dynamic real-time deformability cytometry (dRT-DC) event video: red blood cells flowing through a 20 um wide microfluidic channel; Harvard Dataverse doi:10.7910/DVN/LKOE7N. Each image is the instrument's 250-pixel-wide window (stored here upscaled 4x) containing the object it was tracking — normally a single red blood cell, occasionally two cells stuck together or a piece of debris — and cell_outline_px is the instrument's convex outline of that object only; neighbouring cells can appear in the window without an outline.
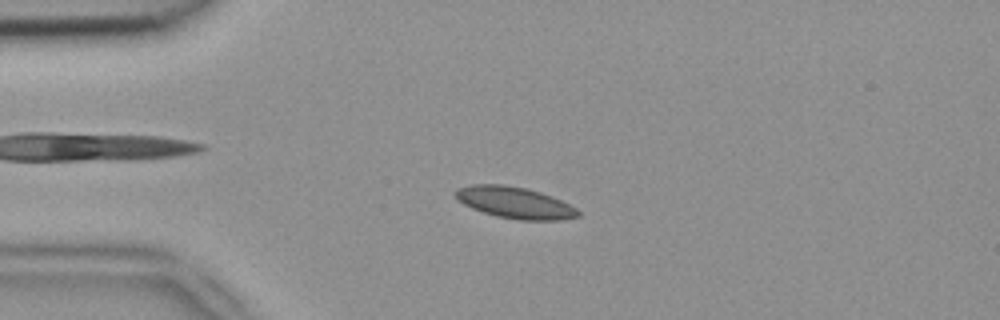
{"species": "common noctule bat (a hibernating species)", "species_latin": "Nyctalus noctula", "temperature_condition": "room temperature", "stored_images_in_passage": 50, "camera_frame_rate_fps": 3000, "um_per_image_px": 0.085, "animal": {"sex": "female", "body_mass_g": 18.4}, "frame": {"image": 1, "passage_image": 10, "time_ms": 3.0, "image_size_px": [1000, 320], "cell_outline_px": [[580, 216], [560, 220], [520, 220], [496, 216], [472, 208], [456, 200], [452, 192], [456, 188], [472, 184], [504, 184], [524, 188], [540, 192], [552, 196], [576, 208], [580, 212]], "centroid_in_image_um": [43.71, 17.21], "position_along_channel_um": 41.3, "area_um2": 22.6}}
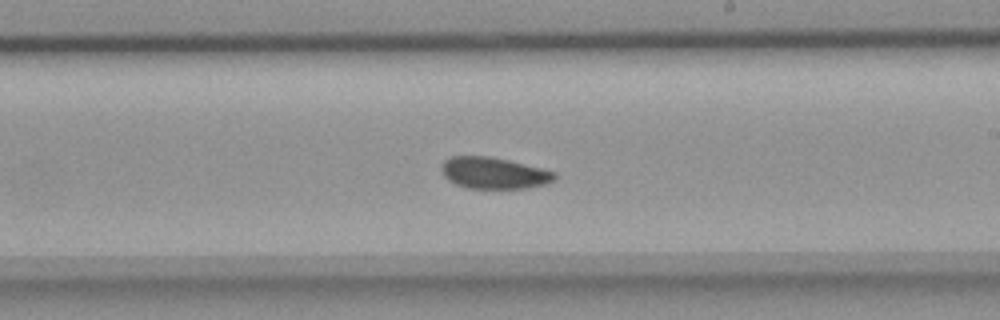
{"frame": {"image": 2, "passage_image": 28, "time_ms": 9.0, "image_size_px": [1000, 320], "cell_outline_px": [[556, 176], [552, 180], [544, 184], [528, 188], [468, 188], [456, 184], [448, 180], [444, 176], [440, 168], [444, 160], [448, 156], [488, 156], [508, 160], [556, 172]], "centroid_in_image_um": [41.92, 14.7], "position_along_channel_um": 247.1, "area_um2": 20.63}}
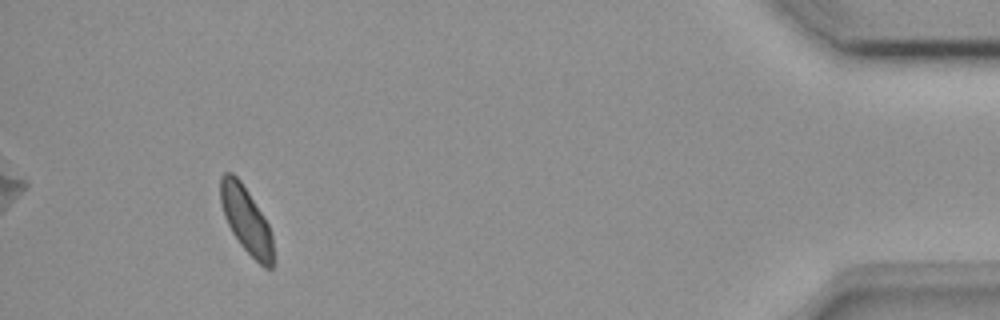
{"frame": {"image": 3, "passage_image": 46, "time_ms": 15.0, "image_size_px": [1000, 320], "cell_outline_px": [[272, 268], [264, 268], [240, 244], [232, 232], [224, 216], [220, 200], [220, 176], [224, 172], [232, 172], [240, 180], [248, 192], [268, 224], [272, 236]], "centroid_in_image_um": [20.89, 18.66], "position_along_channel_um": 414.3, "area_um2": 20.0}, "authors_computed_cell_mechanics": {"area_um2": 21.2993, "velocity_mm_per_s": 3.8678, "shape_relaxation_time_tau1_ms": 4.4737, "shape_relaxation_time_tau2_ms": 1.9318, "deformation_change_tau1": 0.0818, "deformation_change_tau2": 0.0502}}